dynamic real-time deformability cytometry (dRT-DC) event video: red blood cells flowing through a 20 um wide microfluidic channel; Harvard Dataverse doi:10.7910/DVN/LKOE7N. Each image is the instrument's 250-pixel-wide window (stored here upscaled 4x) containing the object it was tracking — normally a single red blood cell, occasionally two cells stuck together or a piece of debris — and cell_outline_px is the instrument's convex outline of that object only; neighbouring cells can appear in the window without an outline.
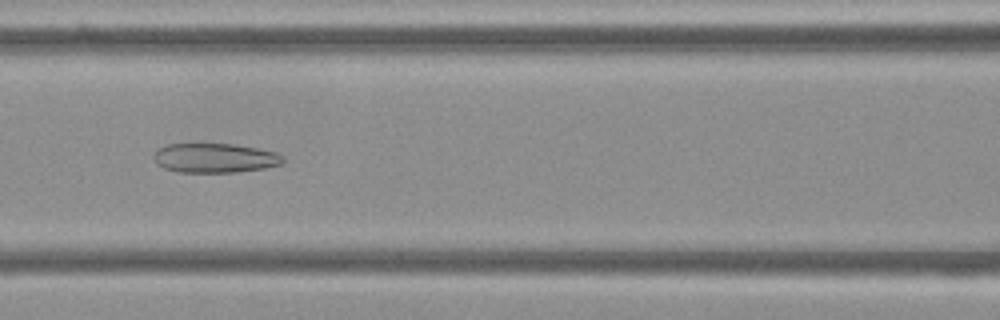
{"species": "Egyptian fruit bat (a non-hibernating species)", "species_latin": "Rousettus aegyptiacus", "temperature_condition": "cold", "stored_images_in_passage": 54, "camera_frame_rate_fps": 3000, "um_per_image_px": 0.085, "frame": {"image": 1, "passage_image": 23, "time_ms": 7.333, "image_size_px": [1000, 320], "cell_outline_px": [[284, 160], [280, 164], [264, 168], [236, 172], [180, 172], [164, 168], [156, 164], [152, 156], [156, 148], [164, 144], [232, 144], [256, 148], [276, 152], [284, 156]], "centroid_in_image_um": [18.21, 13.42], "position_along_channel_um": 148.4, "area_um2": 22.25}}
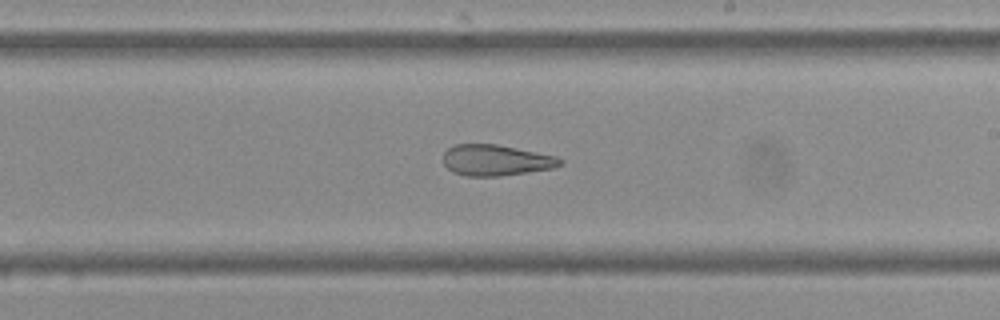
{"frame": {"image": 2, "passage_image": 31, "time_ms": 10.0, "image_size_px": [1000, 320], "cell_outline_px": [[564, 164], [552, 168], [528, 172], [500, 176], [464, 176], [452, 172], [444, 164], [444, 152], [448, 148], [456, 144], [496, 144], [556, 156], [564, 160]], "centroid_in_image_um": [42.16, 13.62], "position_along_channel_um": 246.8, "area_um2": 21.1}}
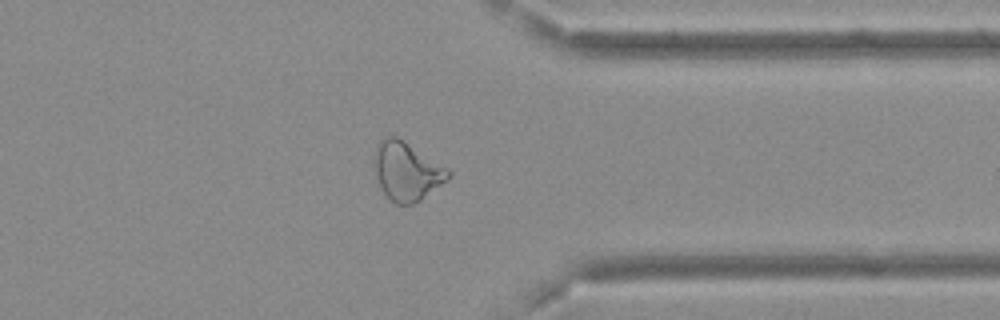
{"frame": {"image": 3, "passage_image": 42, "time_ms": 13.667, "image_size_px": [1000, 320], "cell_outline_px": [[452, 176], [448, 180], [420, 200], [412, 204], [396, 204], [384, 192], [380, 184], [376, 172], [376, 144], [380, 140], [388, 136], [396, 136], [404, 140], [448, 168], [452, 172]], "centroid_in_image_um": [34.63, 14.54], "position_along_channel_um": 376.8, "area_um2": 24.8}, "authors_computed_cell_mechanics": {"area_um2": 26.7903, "velocity_mm_per_s": 3.7037, "shape_relaxation_time_tau1_ms": null, "shape_relaxation_time_tau2_ms": 3.4776, "deformation_change_tau1": null, "deformation_change_tau2": 0.1297}}